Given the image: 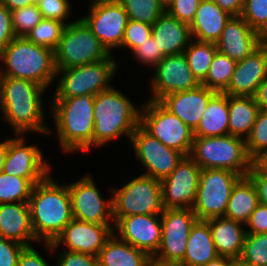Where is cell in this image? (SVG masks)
Here are the masks:
<instances>
[{"mask_svg": "<svg viewBox=\"0 0 267 266\" xmlns=\"http://www.w3.org/2000/svg\"><path fill=\"white\" fill-rule=\"evenodd\" d=\"M7 139V152L3 172L27 178L34 185L44 180L51 172V164L44 159L37 144H26L25 135H13ZM45 160V161H44Z\"/></svg>", "mask_w": 267, "mask_h": 266, "instance_id": "cell-15", "label": "cell"}, {"mask_svg": "<svg viewBox=\"0 0 267 266\" xmlns=\"http://www.w3.org/2000/svg\"><path fill=\"white\" fill-rule=\"evenodd\" d=\"M240 257L249 263L267 266V233H246Z\"/></svg>", "mask_w": 267, "mask_h": 266, "instance_id": "cell-39", "label": "cell"}, {"mask_svg": "<svg viewBox=\"0 0 267 266\" xmlns=\"http://www.w3.org/2000/svg\"><path fill=\"white\" fill-rule=\"evenodd\" d=\"M58 255L56 266H98V257L83 254L79 252H71L64 249Z\"/></svg>", "mask_w": 267, "mask_h": 266, "instance_id": "cell-47", "label": "cell"}, {"mask_svg": "<svg viewBox=\"0 0 267 266\" xmlns=\"http://www.w3.org/2000/svg\"><path fill=\"white\" fill-rule=\"evenodd\" d=\"M236 63L235 60L217 51L201 84L215 92L224 93L229 86Z\"/></svg>", "mask_w": 267, "mask_h": 266, "instance_id": "cell-34", "label": "cell"}, {"mask_svg": "<svg viewBox=\"0 0 267 266\" xmlns=\"http://www.w3.org/2000/svg\"><path fill=\"white\" fill-rule=\"evenodd\" d=\"M231 17L213 0H201L195 17L189 25L192 38L200 42L216 43Z\"/></svg>", "mask_w": 267, "mask_h": 266, "instance_id": "cell-26", "label": "cell"}, {"mask_svg": "<svg viewBox=\"0 0 267 266\" xmlns=\"http://www.w3.org/2000/svg\"><path fill=\"white\" fill-rule=\"evenodd\" d=\"M130 144L134 149V156L146 170L143 175L158 180L169 176L184 156L181 152L165 146L157 138L152 137L140 125L131 135Z\"/></svg>", "mask_w": 267, "mask_h": 266, "instance_id": "cell-14", "label": "cell"}, {"mask_svg": "<svg viewBox=\"0 0 267 266\" xmlns=\"http://www.w3.org/2000/svg\"><path fill=\"white\" fill-rule=\"evenodd\" d=\"M201 167L189 156H183L176 168L161 180L165 209H192L199 184Z\"/></svg>", "mask_w": 267, "mask_h": 266, "instance_id": "cell-16", "label": "cell"}, {"mask_svg": "<svg viewBox=\"0 0 267 266\" xmlns=\"http://www.w3.org/2000/svg\"><path fill=\"white\" fill-rule=\"evenodd\" d=\"M92 175L68 183L73 219L98 224H115L113 220L112 190L104 199Z\"/></svg>", "mask_w": 267, "mask_h": 266, "instance_id": "cell-12", "label": "cell"}, {"mask_svg": "<svg viewBox=\"0 0 267 266\" xmlns=\"http://www.w3.org/2000/svg\"><path fill=\"white\" fill-rule=\"evenodd\" d=\"M66 27L61 21L42 19L27 35L32 43L52 49H56L63 31Z\"/></svg>", "mask_w": 267, "mask_h": 266, "instance_id": "cell-37", "label": "cell"}, {"mask_svg": "<svg viewBox=\"0 0 267 266\" xmlns=\"http://www.w3.org/2000/svg\"><path fill=\"white\" fill-rule=\"evenodd\" d=\"M254 98L260 110L267 111V77L258 86V90Z\"/></svg>", "mask_w": 267, "mask_h": 266, "instance_id": "cell-54", "label": "cell"}, {"mask_svg": "<svg viewBox=\"0 0 267 266\" xmlns=\"http://www.w3.org/2000/svg\"><path fill=\"white\" fill-rule=\"evenodd\" d=\"M245 226L248 228L246 233H267V206L259 204L252 212Z\"/></svg>", "mask_w": 267, "mask_h": 266, "instance_id": "cell-49", "label": "cell"}, {"mask_svg": "<svg viewBox=\"0 0 267 266\" xmlns=\"http://www.w3.org/2000/svg\"><path fill=\"white\" fill-rule=\"evenodd\" d=\"M88 14V15H87ZM82 20L110 54L121 48L128 23V14L119 2L89 6V12Z\"/></svg>", "mask_w": 267, "mask_h": 266, "instance_id": "cell-19", "label": "cell"}, {"mask_svg": "<svg viewBox=\"0 0 267 266\" xmlns=\"http://www.w3.org/2000/svg\"><path fill=\"white\" fill-rule=\"evenodd\" d=\"M36 247L26 246L20 254L18 266H50Z\"/></svg>", "mask_w": 267, "mask_h": 266, "instance_id": "cell-50", "label": "cell"}, {"mask_svg": "<svg viewBox=\"0 0 267 266\" xmlns=\"http://www.w3.org/2000/svg\"><path fill=\"white\" fill-rule=\"evenodd\" d=\"M141 105L140 126L165 146L187 156L195 139L194 130L159 101L147 100Z\"/></svg>", "mask_w": 267, "mask_h": 266, "instance_id": "cell-10", "label": "cell"}, {"mask_svg": "<svg viewBox=\"0 0 267 266\" xmlns=\"http://www.w3.org/2000/svg\"><path fill=\"white\" fill-rule=\"evenodd\" d=\"M97 257L98 266H146L150 256L113 233Z\"/></svg>", "mask_w": 267, "mask_h": 266, "instance_id": "cell-30", "label": "cell"}, {"mask_svg": "<svg viewBox=\"0 0 267 266\" xmlns=\"http://www.w3.org/2000/svg\"><path fill=\"white\" fill-rule=\"evenodd\" d=\"M151 35L152 25L129 19L125 28L121 48L125 47L132 51L133 49L140 47Z\"/></svg>", "mask_w": 267, "mask_h": 266, "instance_id": "cell-42", "label": "cell"}, {"mask_svg": "<svg viewBox=\"0 0 267 266\" xmlns=\"http://www.w3.org/2000/svg\"><path fill=\"white\" fill-rule=\"evenodd\" d=\"M128 18L133 21L150 25L166 12V6L161 0H119Z\"/></svg>", "mask_w": 267, "mask_h": 266, "instance_id": "cell-36", "label": "cell"}, {"mask_svg": "<svg viewBox=\"0 0 267 266\" xmlns=\"http://www.w3.org/2000/svg\"><path fill=\"white\" fill-rule=\"evenodd\" d=\"M146 266H182L178 262L163 261L154 256H150L147 260Z\"/></svg>", "mask_w": 267, "mask_h": 266, "instance_id": "cell-56", "label": "cell"}, {"mask_svg": "<svg viewBox=\"0 0 267 266\" xmlns=\"http://www.w3.org/2000/svg\"><path fill=\"white\" fill-rule=\"evenodd\" d=\"M15 37L11 11L0 3V54Z\"/></svg>", "mask_w": 267, "mask_h": 266, "instance_id": "cell-48", "label": "cell"}, {"mask_svg": "<svg viewBox=\"0 0 267 266\" xmlns=\"http://www.w3.org/2000/svg\"><path fill=\"white\" fill-rule=\"evenodd\" d=\"M197 220L192 209H164L161 214V244L154 257L180 263L184 258L190 230Z\"/></svg>", "mask_w": 267, "mask_h": 266, "instance_id": "cell-17", "label": "cell"}, {"mask_svg": "<svg viewBox=\"0 0 267 266\" xmlns=\"http://www.w3.org/2000/svg\"><path fill=\"white\" fill-rule=\"evenodd\" d=\"M114 233L121 240L144 251L149 256H154L162 239L161 214L122 217L115 224Z\"/></svg>", "mask_w": 267, "mask_h": 266, "instance_id": "cell-20", "label": "cell"}, {"mask_svg": "<svg viewBox=\"0 0 267 266\" xmlns=\"http://www.w3.org/2000/svg\"><path fill=\"white\" fill-rule=\"evenodd\" d=\"M255 186L259 203L267 206V176L247 175Z\"/></svg>", "mask_w": 267, "mask_h": 266, "instance_id": "cell-52", "label": "cell"}, {"mask_svg": "<svg viewBox=\"0 0 267 266\" xmlns=\"http://www.w3.org/2000/svg\"><path fill=\"white\" fill-rule=\"evenodd\" d=\"M216 92L200 84L188 91L167 94L159 102L188 127L195 130Z\"/></svg>", "mask_w": 267, "mask_h": 266, "instance_id": "cell-23", "label": "cell"}, {"mask_svg": "<svg viewBox=\"0 0 267 266\" xmlns=\"http://www.w3.org/2000/svg\"><path fill=\"white\" fill-rule=\"evenodd\" d=\"M241 17L261 36L267 33V0H245Z\"/></svg>", "mask_w": 267, "mask_h": 266, "instance_id": "cell-40", "label": "cell"}, {"mask_svg": "<svg viewBox=\"0 0 267 266\" xmlns=\"http://www.w3.org/2000/svg\"><path fill=\"white\" fill-rule=\"evenodd\" d=\"M6 152H7V139H5V141L3 142H0V172L3 171Z\"/></svg>", "mask_w": 267, "mask_h": 266, "instance_id": "cell-58", "label": "cell"}, {"mask_svg": "<svg viewBox=\"0 0 267 266\" xmlns=\"http://www.w3.org/2000/svg\"><path fill=\"white\" fill-rule=\"evenodd\" d=\"M47 89L38 83L14 77H0V111L13 135L37 132L50 135L53 128L45 122L43 94Z\"/></svg>", "mask_w": 267, "mask_h": 266, "instance_id": "cell-1", "label": "cell"}, {"mask_svg": "<svg viewBox=\"0 0 267 266\" xmlns=\"http://www.w3.org/2000/svg\"><path fill=\"white\" fill-rule=\"evenodd\" d=\"M28 204L34 236L39 242H53L73 219L68 184L59 185L51 173L34 185Z\"/></svg>", "mask_w": 267, "mask_h": 266, "instance_id": "cell-2", "label": "cell"}, {"mask_svg": "<svg viewBox=\"0 0 267 266\" xmlns=\"http://www.w3.org/2000/svg\"><path fill=\"white\" fill-rule=\"evenodd\" d=\"M152 36L157 40V45L161 48L164 56L183 53L193 40L189 25L167 12L153 23Z\"/></svg>", "mask_w": 267, "mask_h": 266, "instance_id": "cell-25", "label": "cell"}, {"mask_svg": "<svg viewBox=\"0 0 267 266\" xmlns=\"http://www.w3.org/2000/svg\"><path fill=\"white\" fill-rule=\"evenodd\" d=\"M195 137L229 135L228 95L216 92L209 100L206 111L196 129Z\"/></svg>", "mask_w": 267, "mask_h": 266, "instance_id": "cell-29", "label": "cell"}, {"mask_svg": "<svg viewBox=\"0 0 267 266\" xmlns=\"http://www.w3.org/2000/svg\"><path fill=\"white\" fill-rule=\"evenodd\" d=\"M132 55L141 62L143 65L151 66L154 68L165 56L161 51V48L157 45V40L151 35L146 41H144L140 47L132 50Z\"/></svg>", "mask_w": 267, "mask_h": 266, "instance_id": "cell-44", "label": "cell"}, {"mask_svg": "<svg viewBox=\"0 0 267 266\" xmlns=\"http://www.w3.org/2000/svg\"><path fill=\"white\" fill-rule=\"evenodd\" d=\"M202 266H231V258L225 256H218L214 260Z\"/></svg>", "mask_w": 267, "mask_h": 266, "instance_id": "cell-57", "label": "cell"}, {"mask_svg": "<svg viewBox=\"0 0 267 266\" xmlns=\"http://www.w3.org/2000/svg\"><path fill=\"white\" fill-rule=\"evenodd\" d=\"M250 158L267 149V111L260 110L250 134L245 140Z\"/></svg>", "mask_w": 267, "mask_h": 266, "instance_id": "cell-41", "label": "cell"}, {"mask_svg": "<svg viewBox=\"0 0 267 266\" xmlns=\"http://www.w3.org/2000/svg\"><path fill=\"white\" fill-rule=\"evenodd\" d=\"M153 69L152 96L148 100L160 101L167 94L188 91L201 84L190 70L184 53L165 56Z\"/></svg>", "mask_w": 267, "mask_h": 266, "instance_id": "cell-18", "label": "cell"}, {"mask_svg": "<svg viewBox=\"0 0 267 266\" xmlns=\"http://www.w3.org/2000/svg\"><path fill=\"white\" fill-rule=\"evenodd\" d=\"M189 156L201 169H226L243 177L251 170L245 140L232 135L195 137Z\"/></svg>", "mask_w": 267, "mask_h": 266, "instance_id": "cell-6", "label": "cell"}, {"mask_svg": "<svg viewBox=\"0 0 267 266\" xmlns=\"http://www.w3.org/2000/svg\"><path fill=\"white\" fill-rule=\"evenodd\" d=\"M229 135L246 140L260 111L253 96L228 95Z\"/></svg>", "mask_w": 267, "mask_h": 266, "instance_id": "cell-31", "label": "cell"}, {"mask_svg": "<svg viewBox=\"0 0 267 266\" xmlns=\"http://www.w3.org/2000/svg\"><path fill=\"white\" fill-rule=\"evenodd\" d=\"M172 0H161V2L167 6Z\"/></svg>", "mask_w": 267, "mask_h": 266, "instance_id": "cell-62", "label": "cell"}, {"mask_svg": "<svg viewBox=\"0 0 267 266\" xmlns=\"http://www.w3.org/2000/svg\"><path fill=\"white\" fill-rule=\"evenodd\" d=\"M33 188L27 178L0 172V204L28 202Z\"/></svg>", "mask_w": 267, "mask_h": 266, "instance_id": "cell-35", "label": "cell"}, {"mask_svg": "<svg viewBox=\"0 0 267 266\" xmlns=\"http://www.w3.org/2000/svg\"><path fill=\"white\" fill-rule=\"evenodd\" d=\"M1 62L0 77L26 79L46 89H50L51 83L56 80L54 51L36 45L26 37H15L6 46L0 54Z\"/></svg>", "mask_w": 267, "mask_h": 266, "instance_id": "cell-5", "label": "cell"}, {"mask_svg": "<svg viewBox=\"0 0 267 266\" xmlns=\"http://www.w3.org/2000/svg\"><path fill=\"white\" fill-rule=\"evenodd\" d=\"M267 77V49L261 44L255 51L238 61L228 88L231 96H255L258 86Z\"/></svg>", "mask_w": 267, "mask_h": 266, "instance_id": "cell-21", "label": "cell"}, {"mask_svg": "<svg viewBox=\"0 0 267 266\" xmlns=\"http://www.w3.org/2000/svg\"><path fill=\"white\" fill-rule=\"evenodd\" d=\"M111 54L81 19L67 24L54 50L57 69H67L107 59Z\"/></svg>", "mask_w": 267, "mask_h": 266, "instance_id": "cell-9", "label": "cell"}, {"mask_svg": "<svg viewBox=\"0 0 267 266\" xmlns=\"http://www.w3.org/2000/svg\"><path fill=\"white\" fill-rule=\"evenodd\" d=\"M141 106L124 93L111 86L95 96L93 147H102L124 135L130 142L131 135L140 125Z\"/></svg>", "mask_w": 267, "mask_h": 266, "instance_id": "cell-4", "label": "cell"}, {"mask_svg": "<svg viewBox=\"0 0 267 266\" xmlns=\"http://www.w3.org/2000/svg\"><path fill=\"white\" fill-rule=\"evenodd\" d=\"M262 44V36L241 16H232L216 42L220 53L236 62L243 60Z\"/></svg>", "mask_w": 267, "mask_h": 266, "instance_id": "cell-22", "label": "cell"}, {"mask_svg": "<svg viewBox=\"0 0 267 266\" xmlns=\"http://www.w3.org/2000/svg\"><path fill=\"white\" fill-rule=\"evenodd\" d=\"M231 266H258L252 263H249L242 259L241 257L231 258Z\"/></svg>", "mask_w": 267, "mask_h": 266, "instance_id": "cell-59", "label": "cell"}, {"mask_svg": "<svg viewBox=\"0 0 267 266\" xmlns=\"http://www.w3.org/2000/svg\"><path fill=\"white\" fill-rule=\"evenodd\" d=\"M12 28L16 37L26 35L43 19L37 4L11 11Z\"/></svg>", "mask_w": 267, "mask_h": 266, "instance_id": "cell-38", "label": "cell"}, {"mask_svg": "<svg viewBox=\"0 0 267 266\" xmlns=\"http://www.w3.org/2000/svg\"><path fill=\"white\" fill-rule=\"evenodd\" d=\"M217 51L216 43L200 42L194 39L184 50L189 68L200 83L206 78Z\"/></svg>", "mask_w": 267, "mask_h": 266, "instance_id": "cell-33", "label": "cell"}, {"mask_svg": "<svg viewBox=\"0 0 267 266\" xmlns=\"http://www.w3.org/2000/svg\"><path fill=\"white\" fill-rule=\"evenodd\" d=\"M218 256L209 223L206 220H197L190 230L184 258L180 264L202 266Z\"/></svg>", "mask_w": 267, "mask_h": 266, "instance_id": "cell-28", "label": "cell"}, {"mask_svg": "<svg viewBox=\"0 0 267 266\" xmlns=\"http://www.w3.org/2000/svg\"><path fill=\"white\" fill-rule=\"evenodd\" d=\"M201 0H172L166 12L183 23L190 25L195 17Z\"/></svg>", "mask_w": 267, "mask_h": 266, "instance_id": "cell-45", "label": "cell"}, {"mask_svg": "<svg viewBox=\"0 0 267 266\" xmlns=\"http://www.w3.org/2000/svg\"><path fill=\"white\" fill-rule=\"evenodd\" d=\"M242 177L226 169H201L196 199L192 207L197 219L224 217L233 187Z\"/></svg>", "mask_w": 267, "mask_h": 266, "instance_id": "cell-11", "label": "cell"}, {"mask_svg": "<svg viewBox=\"0 0 267 266\" xmlns=\"http://www.w3.org/2000/svg\"><path fill=\"white\" fill-rule=\"evenodd\" d=\"M111 189L115 224L125 216L164 212L161 180L141 174L120 188Z\"/></svg>", "mask_w": 267, "mask_h": 266, "instance_id": "cell-8", "label": "cell"}, {"mask_svg": "<svg viewBox=\"0 0 267 266\" xmlns=\"http://www.w3.org/2000/svg\"><path fill=\"white\" fill-rule=\"evenodd\" d=\"M91 1L89 6L97 5V4H102V3H114L118 2L119 0H88Z\"/></svg>", "mask_w": 267, "mask_h": 266, "instance_id": "cell-60", "label": "cell"}, {"mask_svg": "<svg viewBox=\"0 0 267 266\" xmlns=\"http://www.w3.org/2000/svg\"><path fill=\"white\" fill-rule=\"evenodd\" d=\"M259 204L254 184L242 177L233 187L224 217L245 225Z\"/></svg>", "mask_w": 267, "mask_h": 266, "instance_id": "cell-32", "label": "cell"}, {"mask_svg": "<svg viewBox=\"0 0 267 266\" xmlns=\"http://www.w3.org/2000/svg\"><path fill=\"white\" fill-rule=\"evenodd\" d=\"M0 236L32 246L39 241L34 236L28 202L0 204Z\"/></svg>", "mask_w": 267, "mask_h": 266, "instance_id": "cell-24", "label": "cell"}, {"mask_svg": "<svg viewBox=\"0 0 267 266\" xmlns=\"http://www.w3.org/2000/svg\"><path fill=\"white\" fill-rule=\"evenodd\" d=\"M94 102L92 95L52 98L50 113L64 154L93 149Z\"/></svg>", "mask_w": 267, "mask_h": 266, "instance_id": "cell-3", "label": "cell"}, {"mask_svg": "<svg viewBox=\"0 0 267 266\" xmlns=\"http://www.w3.org/2000/svg\"><path fill=\"white\" fill-rule=\"evenodd\" d=\"M114 225L72 219L53 242H44L43 246L53 253L63 245L67 251L98 256L114 233Z\"/></svg>", "mask_w": 267, "mask_h": 266, "instance_id": "cell-13", "label": "cell"}, {"mask_svg": "<svg viewBox=\"0 0 267 266\" xmlns=\"http://www.w3.org/2000/svg\"><path fill=\"white\" fill-rule=\"evenodd\" d=\"M70 4L69 0H40L37 3L43 19L61 21L66 25L71 23L66 21L72 10Z\"/></svg>", "mask_w": 267, "mask_h": 266, "instance_id": "cell-43", "label": "cell"}, {"mask_svg": "<svg viewBox=\"0 0 267 266\" xmlns=\"http://www.w3.org/2000/svg\"><path fill=\"white\" fill-rule=\"evenodd\" d=\"M222 10L231 16H241L245 0H213Z\"/></svg>", "mask_w": 267, "mask_h": 266, "instance_id": "cell-53", "label": "cell"}, {"mask_svg": "<svg viewBox=\"0 0 267 266\" xmlns=\"http://www.w3.org/2000/svg\"><path fill=\"white\" fill-rule=\"evenodd\" d=\"M114 55L107 59L67 69H57L56 89L53 98H72L83 95L96 96L109 89L111 80L119 69ZM118 66V67H117ZM59 75H61L59 77Z\"/></svg>", "mask_w": 267, "mask_h": 266, "instance_id": "cell-7", "label": "cell"}, {"mask_svg": "<svg viewBox=\"0 0 267 266\" xmlns=\"http://www.w3.org/2000/svg\"><path fill=\"white\" fill-rule=\"evenodd\" d=\"M247 175L267 176V149L261 150L251 158V170Z\"/></svg>", "mask_w": 267, "mask_h": 266, "instance_id": "cell-51", "label": "cell"}, {"mask_svg": "<svg viewBox=\"0 0 267 266\" xmlns=\"http://www.w3.org/2000/svg\"><path fill=\"white\" fill-rule=\"evenodd\" d=\"M206 221L209 223L217 254L229 258L240 257L246 237L245 225L225 217Z\"/></svg>", "mask_w": 267, "mask_h": 266, "instance_id": "cell-27", "label": "cell"}, {"mask_svg": "<svg viewBox=\"0 0 267 266\" xmlns=\"http://www.w3.org/2000/svg\"><path fill=\"white\" fill-rule=\"evenodd\" d=\"M262 44L266 47V49H267V33L264 35V36H262Z\"/></svg>", "mask_w": 267, "mask_h": 266, "instance_id": "cell-61", "label": "cell"}, {"mask_svg": "<svg viewBox=\"0 0 267 266\" xmlns=\"http://www.w3.org/2000/svg\"><path fill=\"white\" fill-rule=\"evenodd\" d=\"M26 246L0 236V266H18L20 254Z\"/></svg>", "mask_w": 267, "mask_h": 266, "instance_id": "cell-46", "label": "cell"}, {"mask_svg": "<svg viewBox=\"0 0 267 266\" xmlns=\"http://www.w3.org/2000/svg\"><path fill=\"white\" fill-rule=\"evenodd\" d=\"M40 0H0V3L6 6L10 11L23 8L32 4H37Z\"/></svg>", "mask_w": 267, "mask_h": 266, "instance_id": "cell-55", "label": "cell"}]
</instances>
